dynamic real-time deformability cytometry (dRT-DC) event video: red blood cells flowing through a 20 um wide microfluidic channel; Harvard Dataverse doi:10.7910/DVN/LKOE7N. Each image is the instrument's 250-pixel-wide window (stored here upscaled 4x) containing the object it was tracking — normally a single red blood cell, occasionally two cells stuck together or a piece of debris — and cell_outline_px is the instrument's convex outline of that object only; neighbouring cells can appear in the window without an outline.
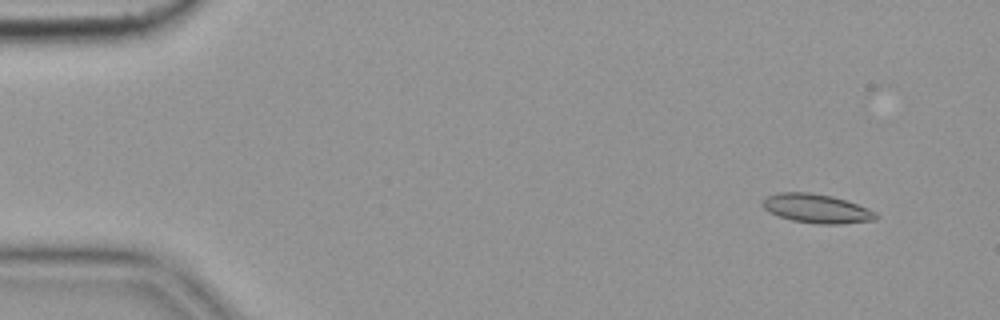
{"species": "common noctule bat (a hibernating species)", "species_latin": "Nyctalus noctula", "temperature_condition": "cold", "stored_images_in_passage": 7, "camera_frame_rate_fps": 3000, "um_per_image_px": 0.085, "animal": {"sex": "female", "body_mass_g": 19.9}, "frame": {"image": 1, "passage_image": 2, "time_ms": 0.333, "image_size_px": [1000, 320], "cell_outline_px": [[880, 216], [876, 220], [840, 224], [820, 224], [792, 220], [768, 212], [760, 204], [768, 196], [780, 192], [812, 192], [832, 196], [868, 208], [876, 212]], "centroid_in_image_um": [69.43, 17.73], "position_along_channel_um": 15.6, "area_um2": 19.13}}